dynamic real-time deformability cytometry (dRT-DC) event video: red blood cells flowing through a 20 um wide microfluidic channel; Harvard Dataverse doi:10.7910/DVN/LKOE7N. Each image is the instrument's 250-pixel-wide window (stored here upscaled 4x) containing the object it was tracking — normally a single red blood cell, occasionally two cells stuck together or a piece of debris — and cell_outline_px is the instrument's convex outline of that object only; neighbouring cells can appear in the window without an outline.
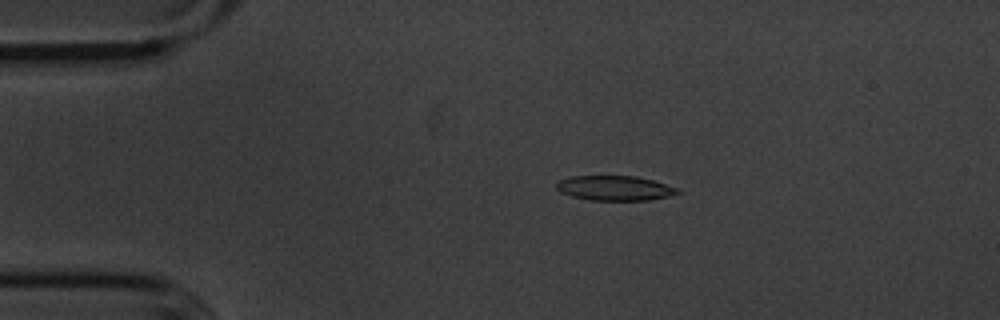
{"species": "common noctule bat (a hibernating species)", "species_latin": "Nyctalus noctula", "temperature_condition": "cold", "stored_images_in_passage": 48, "camera_frame_rate_fps": 3000, "um_per_image_px": 0.085, "animal": {"sex": "male", "body_mass_g": 20.1, "forearm_length_mm": 53.5}, "frame": {"image": 1, "passage_image": 4, "time_ms": 1.0, "image_size_px": [1000, 320], "cell_outline_px": [[680, 192], [668, 196], [648, 200], [592, 200], [572, 196], [560, 192], [556, 188], [556, 184], [560, 180], [568, 176], [636, 176], [652, 180], [676, 188]], "centroid_in_image_um": [52.2, 15.98], "position_along_channel_um": 32.8, "area_um2": 17.28}}
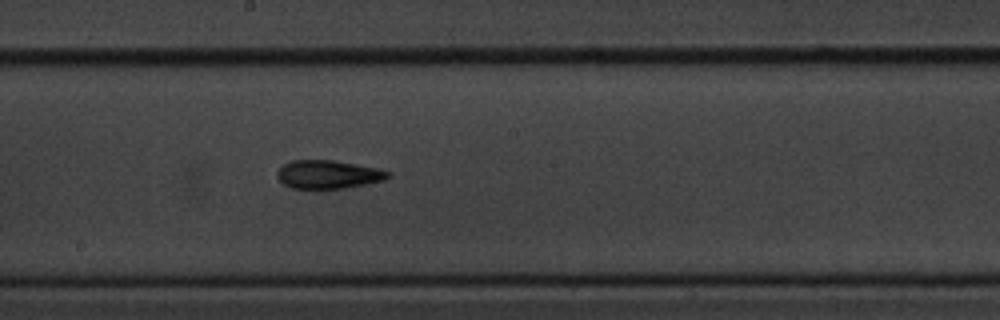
{"frame": {"image": 2, "passage_image": 23, "time_ms": 7.333, "image_size_px": [1000, 320], "cell_outline_px": [[392, 172], [384, 180], [344, 188], [292, 188], [284, 184], [276, 176], [276, 172], [284, 164], [292, 160], [332, 160], [376, 168]], "centroid_in_image_um": [27.86, 14.82], "position_along_channel_um": 220.3, "area_um2": 18.03}}
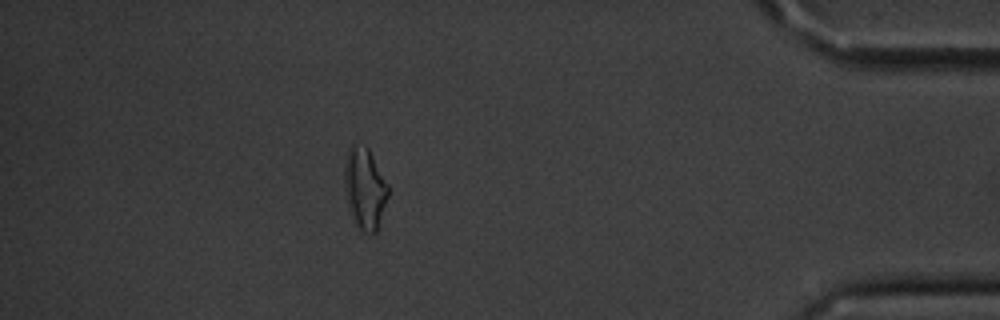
{"frame": {"image": 3, "passage_image": 42, "time_ms": 13.667, "image_size_px": [1000, 320], "cell_outline_px": [[388, 196], [376, 232], [372, 236], [360, 232], [356, 228], [348, 208], [344, 192], [344, 164], [348, 148], [352, 144], [364, 144], [368, 148], [388, 184]], "centroid_in_image_um": [30.97, 16.05], "position_along_channel_um": 404.2, "area_um2": 21.21}, "authors_computed_cell_mechanics": {"area_um2": 18.207, "velocity_mm_per_s": 3.6103, "shape_relaxation_time_tau1_ms": 6.776, "shape_relaxation_time_tau2_ms": 4.8844, "deformation_change_tau1": 0.1657, "deformation_change_tau2": 0.1539}}